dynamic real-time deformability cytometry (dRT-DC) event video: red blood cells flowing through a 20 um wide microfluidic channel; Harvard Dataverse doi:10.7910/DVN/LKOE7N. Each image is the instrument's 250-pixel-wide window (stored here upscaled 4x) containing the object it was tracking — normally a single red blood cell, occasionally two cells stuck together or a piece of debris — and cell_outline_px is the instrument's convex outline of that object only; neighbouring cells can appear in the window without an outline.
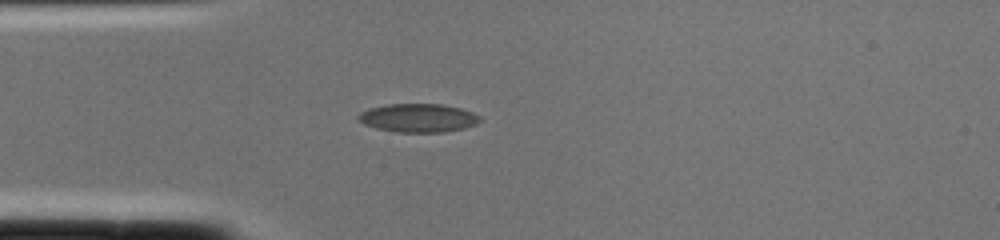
{"species": "common noctule bat (a hibernating species)", "species_latin": "Nyctalus noctula", "temperature_condition": "cold", "stored_images_in_passage": 1, "camera_frame_rate_fps": 3000, "um_per_image_px": 0.085, "animal": {"sex": "female", "body_mass_g": 22.0, "forearm_length_mm": 56.7}, "frame": {"image": 1, "passage_image": 1, "time_ms": 0.0, "image_size_px": [1000, 240], "cell_outline_px": [[480, 120], [476, 124], [464, 128], [444, 132], [396, 132], [376, 128], [364, 124], [356, 120], [356, 116], [360, 112], [368, 108], [388, 104], [440, 104], [460, 108], [472, 112], [480, 116]], "centroid_in_image_um": [35.5, 10.02], "position_along_channel_um": 49.5, "area_um2": 20.29}}